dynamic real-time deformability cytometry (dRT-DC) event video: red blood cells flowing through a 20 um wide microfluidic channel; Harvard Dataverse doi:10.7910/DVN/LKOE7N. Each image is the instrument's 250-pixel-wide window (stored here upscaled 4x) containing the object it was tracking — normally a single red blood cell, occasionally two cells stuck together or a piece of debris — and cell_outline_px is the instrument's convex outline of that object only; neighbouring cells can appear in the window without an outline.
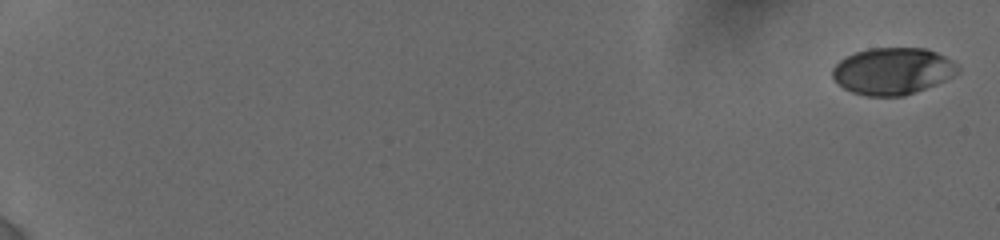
{"species": "human", "species_latin": "Homo sapiens", "temperature_condition": "cold", "stored_images_in_passage": 53, "camera_frame_rate_fps": 3000, "um_per_image_px": 0.085, "donor": {"sex": "female"}, "frame": {"image": 1, "passage_image": 1, "time_ms": 0.0, "image_size_px": [1000, 240], "cell_outline_px": [[960, 72], [936, 84], [904, 96], [868, 96], [852, 92], [844, 88], [832, 76], [832, 68], [840, 60], [856, 52], [868, 48], [924, 48], [936, 52], [952, 60], [960, 68]], "centroid_in_image_um": [75.89, 6.04], "position_along_channel_um": 9.1, "area_um2": 34.04}}
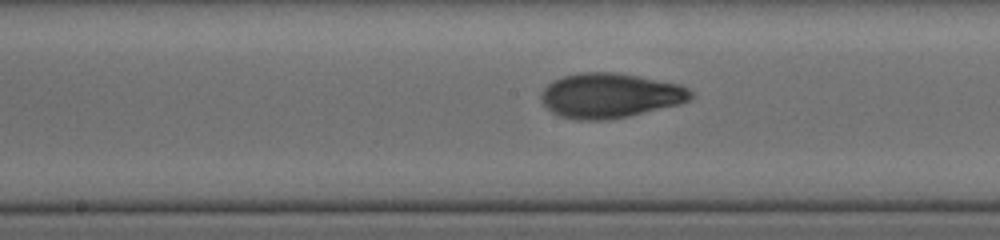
{"frame": {"image": 2, "passage_image": 26, "time_ms": 10.667, "image_size_px": [1000, 240], "cell_outline_px": [[696, 96], [680, 104], [628, 116], [604, 120], [576, 120], [560, 116], [552, 112], [544, 104], [540, 96], [540, 92], [552, 80], [564, 76], [580, 72], [616, 72], [640, 76], [680, 84], [688, 88]], "centroid_in_image_um": [51.86, 8.11], "position_along_channel_um": 196.3, "area_um2": 39.25}}
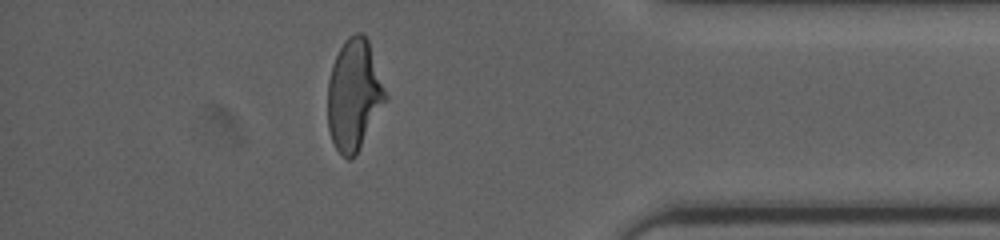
{"frame": {"image": 3, "passage_image": 46, "time_ms": 16.667, "image_size_px": [1000, 240], "cell_outline_px": [[388, 100], [356, 156], [348, 160], [336, 148], [332, 140], [328, 128], [328, 80], [332, 64], [344, 40], [348, 36], [356, 32], [360, 32], [368, 40], [388, 96]], "centroid_in_image_um": [30.11, 8.09], "position_along_channel_um": 405.1, "area_um2": 37.63}, "authors_computed_cell_mechanics": {"area_um2": 37.3966, "velocity_mm_per_s": 3.8509, "shape_relaxation_time_tau1_ms": 5.0457, "shape_relaxation_time_tau2_ms": 1.1265, "deformation_change_tau1": 0.1836, "deformation_change_tau2": 0.0643}}